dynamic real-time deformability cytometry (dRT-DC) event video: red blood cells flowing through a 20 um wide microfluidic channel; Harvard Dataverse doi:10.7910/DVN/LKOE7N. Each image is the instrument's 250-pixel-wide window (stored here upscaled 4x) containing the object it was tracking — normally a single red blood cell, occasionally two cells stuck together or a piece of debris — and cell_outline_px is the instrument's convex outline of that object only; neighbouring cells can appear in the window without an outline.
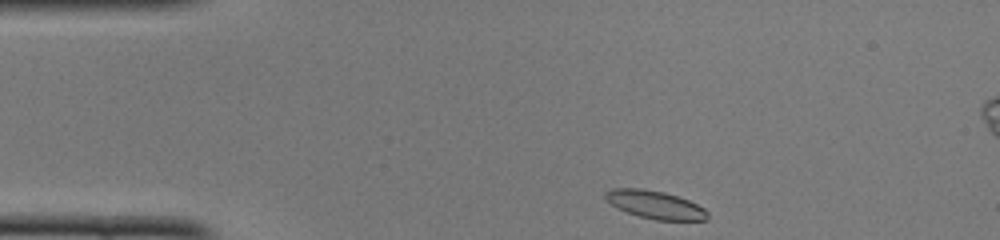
{"species": "common noctule bat (a hibernating species)", "species_latin": "Nyctalus noctula", "temperature_condition": "cold", "stored_images_in_passage": 43, "camera_frame_rate_fps": 3000, "um_per_image_px": 0.085, "animal": {"sex": "female", "body_mass_g": 22.0, "forearm_length_mm": 56.7}, "frame": {"image": 1, "passage_image": 1, "time_ms": 0.0, "image_size_px": [1000, 240], "cell_outline_px": [[708, 220], [656, 220], [640, 216], [616, 208], [604, 196], [604, 192], [612, 188], [640, 188], [664, 192], [688, 200], [704, 208], [708, 212]], "centroid_in_image_um": [55.68, 17.39], "position_along_channel_um": 29.3, "area_um2": 16.53}}
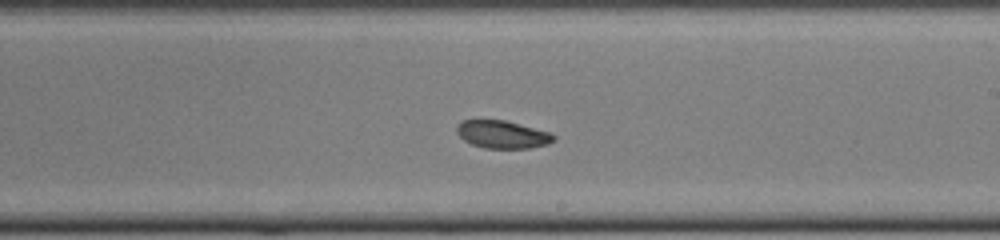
{"frame": {"image": 2, "passage_image": 21, "time_ms": 6.667, "image_size_px": [1000, 240], "cell_outline_px": [[556, 140], [548, 144], [528, 148], [484, 148], [472, 144], [464, 140], [456, 132], [456, 128], [464, 120], [504, 120], [552, 132], [556, 136]], "centroid_in_image_um": [42.76, 11.43], "position_along_channel_um": 246.2, "area_um2": 15.66}}
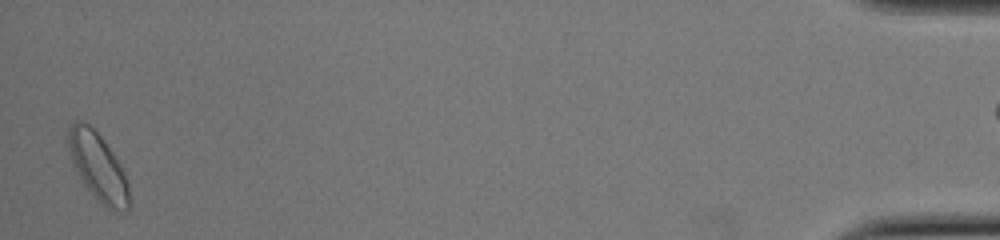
{"frame": {"image": 3, "passage_image": 41, "time_ms": 13.333, "image_size_px": [1000, 240], "cell_outline_px": [[128, 208], [120, 212], [112, 212], [84, 184], [76, 172], [72, 160], [68, 144], [68, 128], [76, 120], [80, 120], [88, 124], [100, 136], [112, 152], [120, 164], [124, 172], [128, 184]], "centroid_in_image_um": [8.32, 14.16], "position_along_channel_um": 426.9, "area_um2": 23.35}}